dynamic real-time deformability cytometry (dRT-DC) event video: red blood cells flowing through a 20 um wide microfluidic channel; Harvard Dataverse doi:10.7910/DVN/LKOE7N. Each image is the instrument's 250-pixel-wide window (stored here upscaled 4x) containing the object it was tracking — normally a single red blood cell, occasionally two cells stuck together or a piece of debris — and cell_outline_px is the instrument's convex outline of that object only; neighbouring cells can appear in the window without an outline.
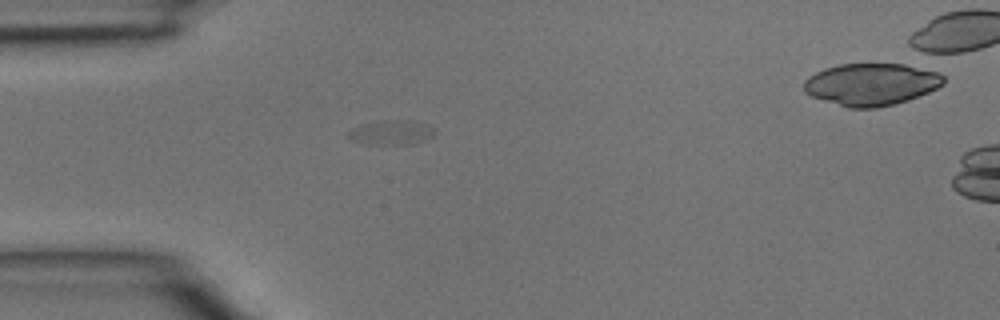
{"species": "common noctule bat (a hibernating species)", "species_latin": "Nyctalus noctula", "temperature_condition": "room temperature", "stored_images_in_passage": 3, "camera_frame_rate_fps": 3000, "um_per_image_px": 0.085, "animal": {"sex": "male", "body_mass_g": 15.6}, "frame": {"image": 1, "passage_image": 2, "time_ms": 0.333, "image_size_px": [1000, 320], "cell_outline_px": [[436, 132], [432, 136], [416, 144], [364, 144], [348, 140], [344, 136], [352, 128], [364, 124], [384, 120], [412, 120], [424, 124], [432, 128]], "centroid_in_image_um": [33.2, 11.28], "position_along_channel_um": 51.8, "area_um2": 12.48}}